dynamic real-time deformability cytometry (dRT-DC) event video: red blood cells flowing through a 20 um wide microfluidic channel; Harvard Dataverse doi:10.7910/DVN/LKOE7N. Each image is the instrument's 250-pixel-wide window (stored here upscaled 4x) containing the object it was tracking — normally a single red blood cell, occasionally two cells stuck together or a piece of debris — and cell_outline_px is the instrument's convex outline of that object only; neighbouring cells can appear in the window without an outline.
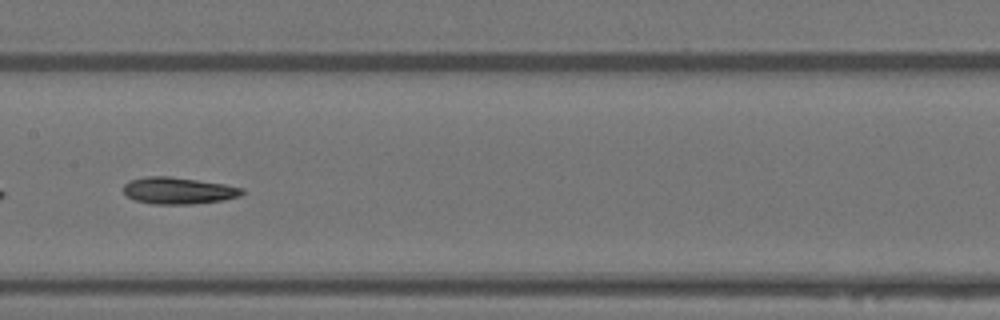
{"species": "Egyptian fruit bat (a non-hibernating species)", "species_latin": "Rousettus aegyptiacus", "temperature_condition": "warm", "stored_images_in_passage": 41, "camera_frame_rate_fps": 3000, "um_per_image_px": 0.085, "animal": {"sex": "female"}, "frame": {"image": 1, "passage_image": 12, "time_ms": 3.667, "image_size_px": [1000, 320], "cell_outline_px": [[244, 192], [240, 196], [224, 200], [192, 204], [152, 204], [136, 200], [128, 196], [124, 192], [124, 184], [128, 180], [148, 176], [168, 176], [224, 184], [244, 188]], "centroid_in_image_um": [15.17, 16.2], "position_along_channel_um": 192.2, "area_um2": 18.44}, "authors_computed_cell_mechanics": {"area_um2": 18.6116, "velocity_mm_per_s": 3.4806, "shape_relaxation_time_tau1_ms": 3.1898, "shape_relaxation_time_tau2_ms": 3.571, "deformation_change_tau1": 0.1031, "deformation_change_tau2": 0.0891}}